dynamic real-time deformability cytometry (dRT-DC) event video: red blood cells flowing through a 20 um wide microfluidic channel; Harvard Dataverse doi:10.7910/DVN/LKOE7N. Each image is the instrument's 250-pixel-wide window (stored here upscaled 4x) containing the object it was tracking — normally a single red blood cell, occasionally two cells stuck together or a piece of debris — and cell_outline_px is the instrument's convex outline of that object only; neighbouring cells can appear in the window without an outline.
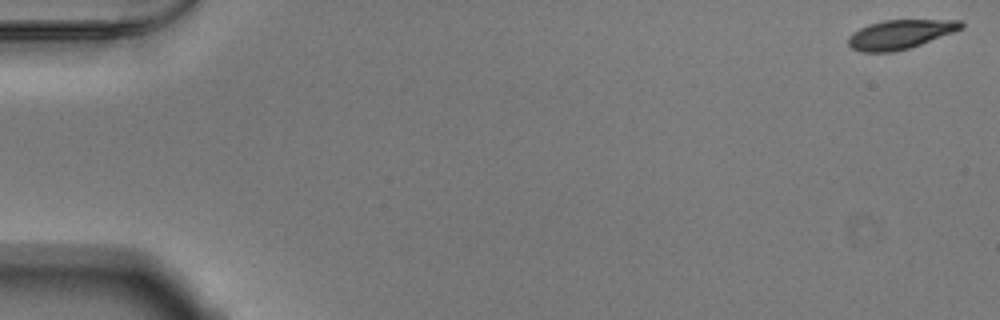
{"species": "Egyptian fruit bat (a non-hibernating species)", "species_latin": "Rousettus aegyptiacus", "temperature_condition": "warm", "stored_images_in_passage": 53, "camera_frame_rate_fps": 3000, "um_per_image_px": 0.085, "animal": {"sex": "male"}, "frame": {"image": 1, "passage_image": 1, "time_ms": 0.0, "image_size_px": [1000, 320], "cell_outline_px": [[964, 24], [960, 28], [952, 32], [920, 44], [908, 48], [892, 52], [860, 52], [852, 48], [848, 44], [848, 36], [852, 32], [868, 24], [884, 20], [960, 20]], "centroid_in_image_um": [76.44, 2.92], "position_along_channel_um": 8.6, "area_um2": 18.9}}
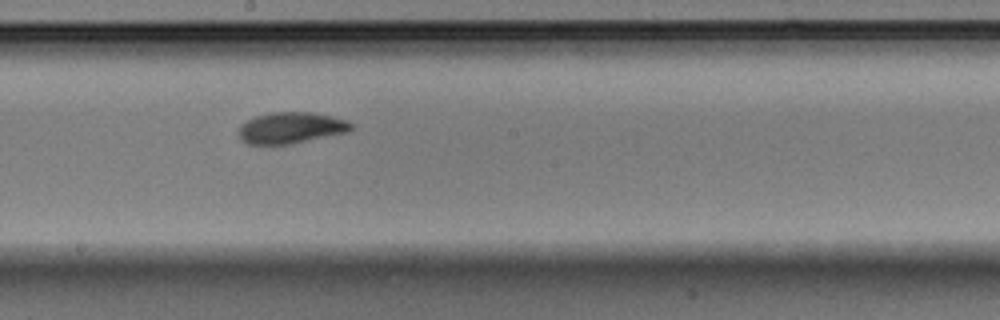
{"frame": {"image": 2, "passage_image": 30, "time_ms": 9.667, "image_size_px": [1000, 320], "cell_outline_px": [[356, 128], [348, 132], [292, 144], [248, 144], [240, 140], [236, 132], [240, 124], [244, 120], [256, 116], [272, 112], [312, 112], [332, 116], [348, 120], [356, 124]], "centroid_in_image_um": [24.74, 10.86], "position_along_channel_um": 223.5, "area_um2": 21.1}}
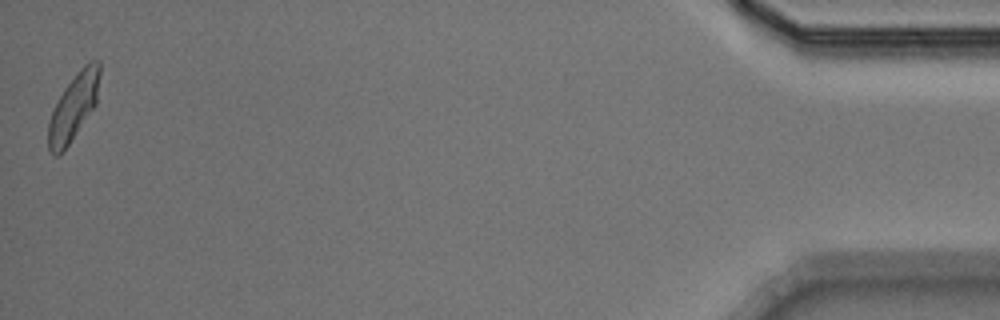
{"frame": {"image": 3, "passage_image": 53, "time_ms": 17.333, "image_size_px": [1000, 320], "cell_outline_px": [[100, 72], [96, 104], [68, 144], [56, 156], [48, 152], [48, 120], [64, 88], [76, 72], [88, 60], [100, 60]], "centroid_in_image_um": [6.25, 9.04], "position_along_channel_um": 428.9, "area_um2": 19.65}, "authors_computed_cell_mechanics": {"area_um2": 20.2878, "velocity_mm_per_s": 3.8385, "shape_relaxation_time_tau1_ms": 2.7142, "shape_relaxation_time_tau2_ms": 2.0332, "deformation_change_tau1": 0.1505, "deformation_change_tau2": 0.0773}}